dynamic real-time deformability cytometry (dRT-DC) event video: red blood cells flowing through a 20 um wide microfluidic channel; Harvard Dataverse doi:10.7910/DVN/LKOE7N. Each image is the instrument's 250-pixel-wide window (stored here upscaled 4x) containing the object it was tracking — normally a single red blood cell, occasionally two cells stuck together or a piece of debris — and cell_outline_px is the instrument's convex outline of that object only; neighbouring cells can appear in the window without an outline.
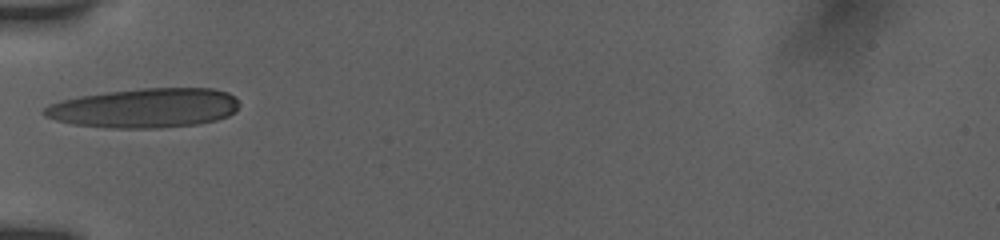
{"species": "human", "species_latin": "Homo sapiens", "temperature_condition": "room temperature", "stored_images_in_passage": 28, "camera_frame_rate_fps": 3000, "um_per_image_px": 0.085, "donor": {"sex": "female"}, "frame": {"image": 1, "passage_image": 1, "time_ms": 0.0, "image_size_px": [1000, 240], "cell_outline_px": [[240, 104], [236, 112], [228, 116], [216, 120], [196, 124], [160, 128], [108, 128], [72, 124], [56, 120], [44, 116], [40, 112], [48, 104], [60, 100], [80, 96], [108, 92], [140, 88], [212, 88], [228, 92], [236, 96]], "centroid_in_image_um": [12.31, 9.18], "position_along_channel_um": 72.7, "area_um2": 45.26}}
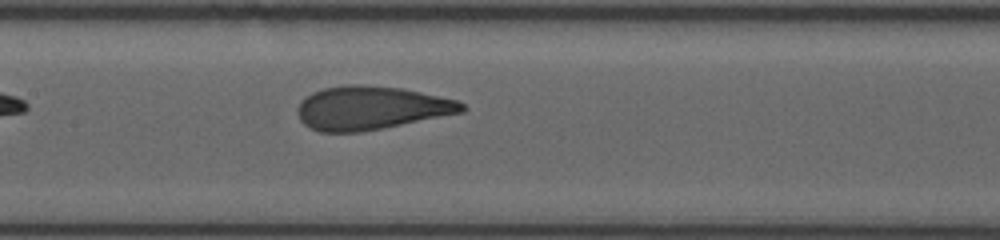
{"frame": {"image": 2, "passage_image": 12, "time_ms": 2.667, "image_size_px": [1000, 240], "cell_outline_px": [[468, 108], [464, 112], [360, 132], [320, 132], [304, 124], [300, 120], [296, 112], [296, 108], [300, 100], [304, 96], [312, 92], [324, 88], [344, 84], [360, 84], [400, 88], [420, 92], [456, 100], [464, 104]], "centroid_in_image_um": [31.48, 9.16], "position_along_channel_um": 175.9, "area_um2": 41.67}}
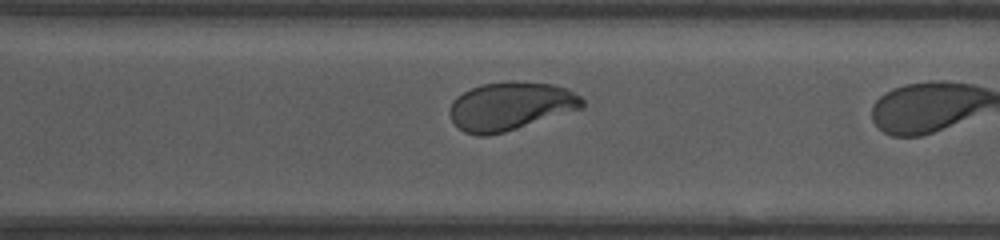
{"frame": {"image": 3, "passage_image": 26, "time_ms": 5.667, "image_size_px": [1000, 240], "cell_outline_px": [[584, 108], [504, 132], [488, 136], [476, 136], [464, 132], [452, 120], [448, 112], [452, 100], [456, 96], [480, 84], [508, 80], [512, 80], [552, 84], [568, 88], [580, 96], [584, 100]], "centroid_in_image_um": [43.39, 9.01], "position_along_channel_um": 327.2, "area_um2": 37.69}}